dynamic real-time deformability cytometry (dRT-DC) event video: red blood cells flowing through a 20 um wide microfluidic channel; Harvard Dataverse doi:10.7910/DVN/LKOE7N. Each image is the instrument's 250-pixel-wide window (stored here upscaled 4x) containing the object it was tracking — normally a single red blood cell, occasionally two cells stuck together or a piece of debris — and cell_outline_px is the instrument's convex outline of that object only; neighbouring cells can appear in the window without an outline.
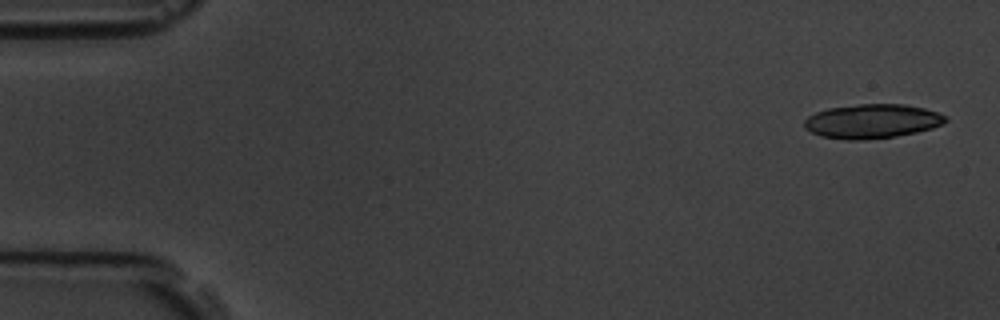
{"species": "common noctule bat (a hibernating species)", "species_latin": "Nyctalus noctula", "temperature_condition": "room temperature", "stored_images_in_passage": 5, "camera_frame_rate_fps": 3000, "um_per_image_px": 0.085, "animal": {"sex": "male", "body_mass_g": 19.5, "forearm_length_mm": 54.6}, "frame": {"image": 1, "passage_image": 1, "time_ms": 0.0, "image_size_px": [1000, 320], "cell_outline_px": [[948, 120], [944, 124], [932, 128], [916, 132], [896, 136], [864, 140], [848, 140], [820, 136], [804, 128], [804, 120], [808, 116], [816, 112], [828, 108], [860, 104], [904, 104], [924, 108], [940, 112], [948, 116]], "centroid_in_image_um": [74.16, 10.3], "position_along_channel_um": 10.8, "area_um2": 28.38}}